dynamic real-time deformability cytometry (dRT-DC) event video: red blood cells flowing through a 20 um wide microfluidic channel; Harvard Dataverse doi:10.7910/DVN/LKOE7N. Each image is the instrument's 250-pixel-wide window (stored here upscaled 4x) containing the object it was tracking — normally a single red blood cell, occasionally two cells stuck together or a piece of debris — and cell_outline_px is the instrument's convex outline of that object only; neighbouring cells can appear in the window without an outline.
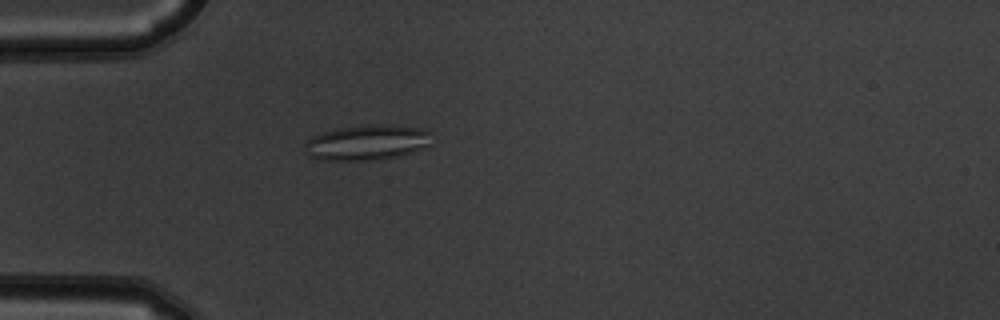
{"species": "common noctule bat (a hibernating species)", "species_latin": "Nyctalus noctula", "temperature_condition": "warm", "stored_images_in_passage": 5, "camera_frame_rate_fps": 3000, "um_per_image_px": 0.085, "animal": {"sex": "male", "body_mass_g": 19.5, "forearm_length_mm": 54.6}, "frame": {"image": 1, "passage_image": 5, "time_ms": 1.333, "image_size_px": [1000, 320], "cell_outline_px": [[432, 144], [428, 148], [400, 156], [372, 160], [324, 160], [308, 156], [304, 152], [304, 144], [312, 136], [336, 128], [368, 124], [388, 124], [424, 128], [428, 132]], "centroid_in_image_um": [31.22, 12.11], "position_along_channel_um": 53.8, "area_um2": 26.59}}